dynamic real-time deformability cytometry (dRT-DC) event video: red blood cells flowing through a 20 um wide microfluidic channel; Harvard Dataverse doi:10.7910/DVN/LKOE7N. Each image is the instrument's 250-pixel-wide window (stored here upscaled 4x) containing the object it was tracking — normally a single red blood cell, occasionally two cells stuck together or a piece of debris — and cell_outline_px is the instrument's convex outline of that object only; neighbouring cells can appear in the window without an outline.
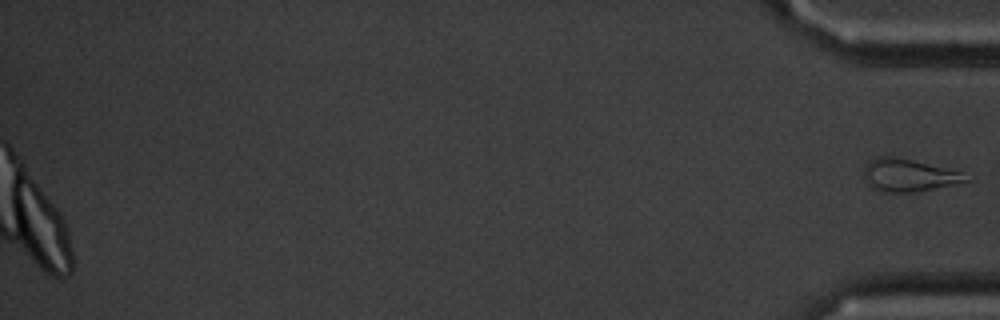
{"species": "common noctule bat (a hibernating species)", "species_latin": "Nyctalus noctula", "temperature_condition": "cold", "stored_images_in_passage": 46, "camera_frame_rate_fps": 3000, "um_per_image_px": 0.085, "animal": {"sex": "male", "body_mass_g": 20.1, "forearm_length_mm": 53.5}, "frame": {"image": 1, "passage_image": 46, "time_ms": 15.0, "image_size_px": [1000, 320], "cell_outline_px": [[972, 180], [912, 192], [888, 192], [876, 188], [868, 184], [864, 176], [864, 164], [868, 160], [880, 156], [892, 156], [952, 168], [964, 172]], "centroid_in_image_um": [77.26, 14.86], "position_along_channel_um": 357.9, "area_um2": 19.31}}